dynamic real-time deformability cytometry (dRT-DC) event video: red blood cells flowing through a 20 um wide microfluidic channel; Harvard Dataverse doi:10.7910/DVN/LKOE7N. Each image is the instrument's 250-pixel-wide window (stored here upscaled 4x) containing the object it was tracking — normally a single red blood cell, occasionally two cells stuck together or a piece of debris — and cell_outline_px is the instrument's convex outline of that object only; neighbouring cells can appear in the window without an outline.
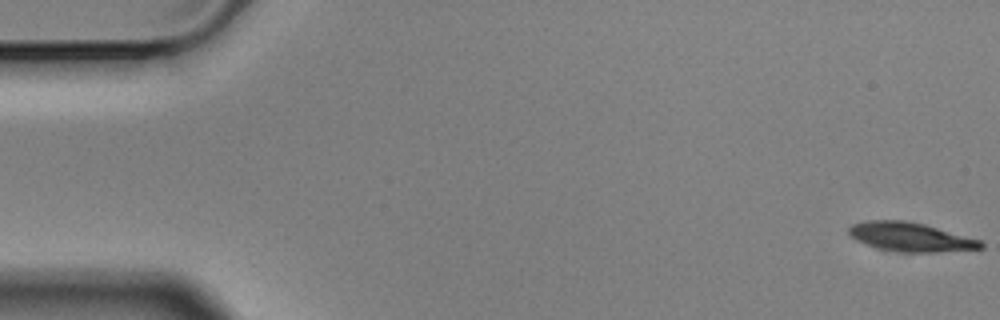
{"species": "Egyptian fruit bat (a non-hibernating species)", "species_latin": "Rousettus aegyptiacus", "temperature_condition": "cold", "stored_images_in_passage": 57, "camera_frame_rate_fps": 3000, "um_per_image_px": 0.085, "animal": {"sex": "male"}, "frame": {"image": 1, "passage_image": 1, "time_ms": 0.0, "image_size_px": [1000, 320], "cell_outline_px": [[984, 248], [932, 252], [896, 252], [876, 248], [856, 240], [848, 232], [848, 228], [852, 224], [864, 220], [908, 220], [924, 224], [980, 240], [984, 244]], "centroid_in_image_um": [77.34, 20.13], "position_along_channel_um": 7.7, "area_um2": 22.25}}
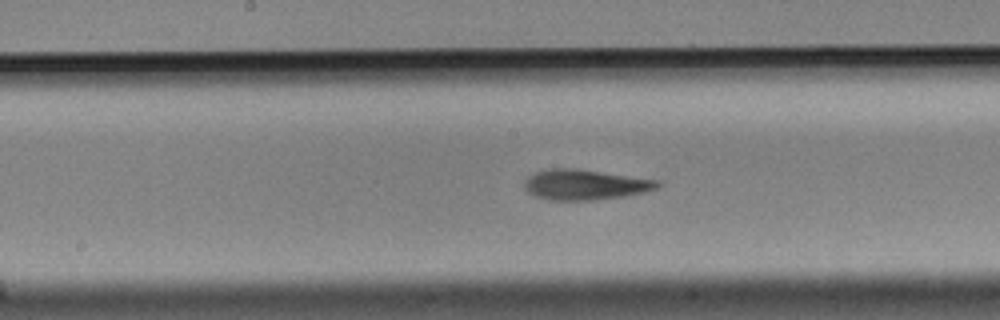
{"frame": {"image": 2, "passage_image": 29, "time_ms": 9.333, "image_size_px": [1000, 320], "cell_outline_px": [[660, 188], [644, 192], [624, 196], [592, 200], [548, 200], [536, 196], [528, 192], [524, 188], [524, 184], [528, 176], [536, 172], [552, 168], [576, 168], [660, 180]], "centroid_in_image_um": [49.75, 15.69], "position_along_channel_um": 198.4, "area_um2": 23.58}}
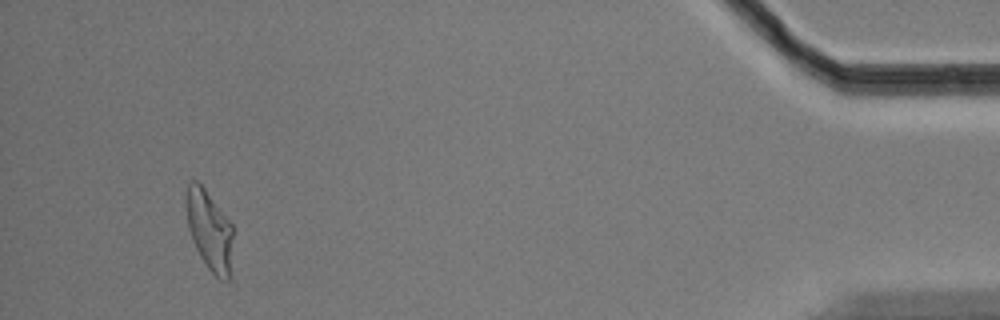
{"frame": {"image": 3, "passage_image": 54, "time_ms": 17.667, "image_size_px": [1000, 320], "cell_outline_px": [[232, 236], [228, 280], [220, 280], [208, 268], [200, 256], [192, 240], [188, 228], [184, 204], [184, 196], [188, 184], [192, 180], [196, 180], [204, 188], [232, 224]], "centroid_in_image_um": [17.74, 19.51], "position_along_channel_um": 417.5, "area_um2": 21.62}, "authors_computed_cell_mechanics": {"area_um2": 22.7732, "velocity_mm_per_s": 3.4959, "shape_relaxation_time_tau1_ms": 11.354, "shape_relaxation_time_tau2_ms": 4.3878, "deformation_change_tau1": 0.2496, "deformation_change_tau2": 0.1338}}